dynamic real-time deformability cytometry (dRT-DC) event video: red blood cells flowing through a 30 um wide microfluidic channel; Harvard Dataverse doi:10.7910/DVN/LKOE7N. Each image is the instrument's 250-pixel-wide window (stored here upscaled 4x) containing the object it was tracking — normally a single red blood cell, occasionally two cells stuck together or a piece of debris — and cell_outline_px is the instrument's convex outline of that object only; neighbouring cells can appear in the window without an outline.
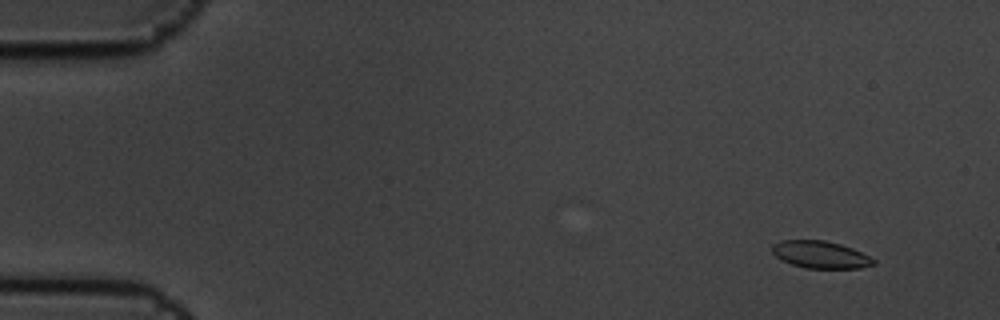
{"species": "common noctule bat (a hibernating species)", "species_latin": "Nyctalus noctula", "temperature_condition": "cold", "stored_images_in_passage": 5, "camera_frame_rate_fps": 3000, "um_per_image_px": 0.085, "animal": {"sex": "male", "body_mass_g": 19.5, "forearm_length_mm": 54.6}, "frame": {"image": 1, "passage_image": 2, "time_ms": 0.333, "image_size_px": [1000, 320], "cell_outline_px": [[876, 264], [860, 268], [804, 268], [780, 260], [772, 252], [772, 244], [780, 240], [824, 240], [840, 244], [852, 248], [876, 260]], "centroid_in_image_um": [69.71, 21.64], "position_along_channel_um": 15.3, "area_um2": 16.13}}
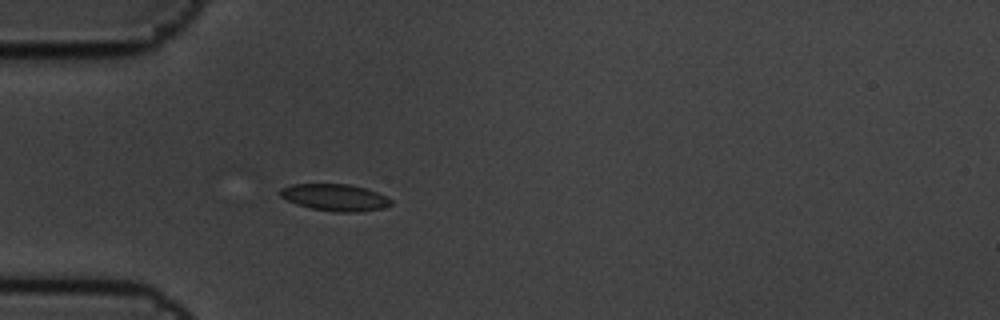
{"frame": {"image": 2, "passage_image": 5, "time_ms": 1.333, "image_size_px": [1000, 320], "cell_outline_px": [[392, 204], [384, 208], [360, 212], [336, 212], [312, 208], [296, 204], [280, 196], [280, 188], [292, 184], [348, 184], [364, 188], [376, 192], [392, 200]], "centroid_in_image_um": [28.47, 16.78], "position_along_channel_um": 56.5, "area_um2": 17.22}}